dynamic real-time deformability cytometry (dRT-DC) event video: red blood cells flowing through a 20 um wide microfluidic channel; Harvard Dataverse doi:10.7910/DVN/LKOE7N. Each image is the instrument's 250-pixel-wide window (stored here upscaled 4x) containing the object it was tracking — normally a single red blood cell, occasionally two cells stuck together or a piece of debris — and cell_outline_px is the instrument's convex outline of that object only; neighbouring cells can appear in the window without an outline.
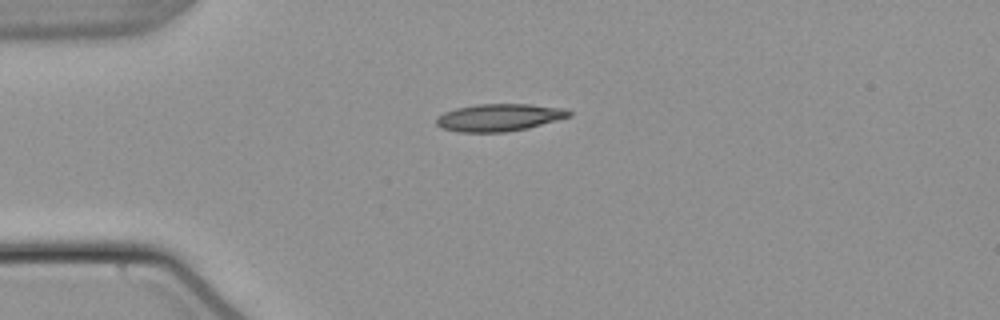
{"species": "common noctule bat (a hibernating species)", "species_latin": "Nyctalus noctula", "temperature_condition": "warm", "stored_images_in_passage": 41, "camera_frame_rate_fps": 3000, "um_per_image_px": 0.085, "animal": {"sex": "male", "body_mass_g": 21.5, "forearm_length_mm": 52.0}, "frame": {"image": 1, "passage_image": 1, "time_ms": 0.0, "image_size_px": [1000, 320], "cell_outline_px": [[572, 116], [528, 128], [504, 132], [460, 132], [440, 128], [436, 124], [436, 116], [444, 112], [456, 108], [476, 104], [528, 104], [564, 108], [572, 112]], "centroid_in_image_um": [42.41, 9.98], "position_along_channel_um": 42.6, "area_um2": 21.27}}
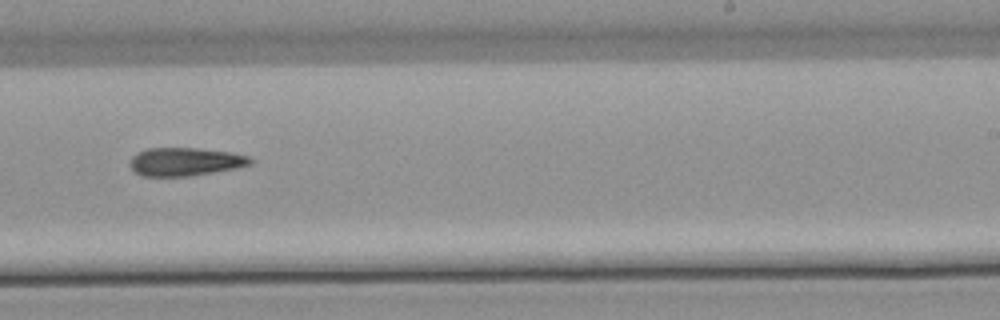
{"frame": {"image": 2, "passage_image": 21, "time_ms": 6.667, "image_size_px": [1000, 320], "cell_outline_px": [[256, 160], [252, 164], [236, 168], [188, 176], [140, 176], [128, 164], [132, 156], [136, 152], [148, 148], [200, 148], [232, 152], [248, 156]], "centroid_in_image_um": [15.75, 13.73], "position_along_channel_um": 273.3, "area_um2": 20.0}}
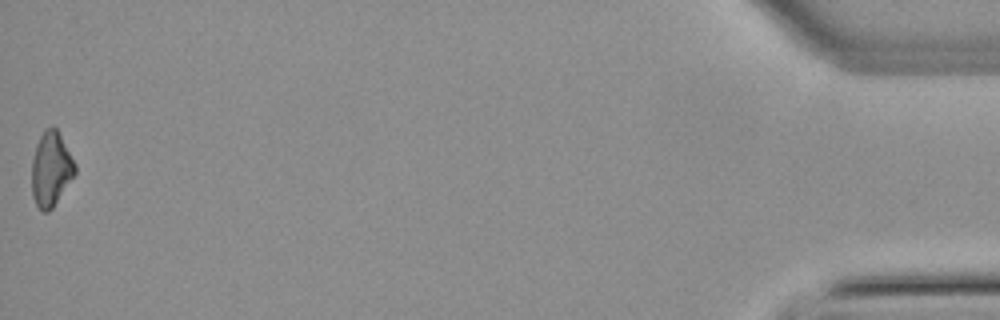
{"frame": {"image": 3, "passage_image": 41, "time_ms": 13.333, "image_size_px": [1000, 320], "cell_outline_px": [[76, 172], [52, 208], [48, 212], [44, 212], [36, 204], [32, 196], [32, 160], [36, 144], [44, 128], [52, 124], [56, 128], [76, 164]], "centroid_in_image_um": [4.32, 14.34], "position_along_channel_um": 430.9, "area_um2": 18.67}}